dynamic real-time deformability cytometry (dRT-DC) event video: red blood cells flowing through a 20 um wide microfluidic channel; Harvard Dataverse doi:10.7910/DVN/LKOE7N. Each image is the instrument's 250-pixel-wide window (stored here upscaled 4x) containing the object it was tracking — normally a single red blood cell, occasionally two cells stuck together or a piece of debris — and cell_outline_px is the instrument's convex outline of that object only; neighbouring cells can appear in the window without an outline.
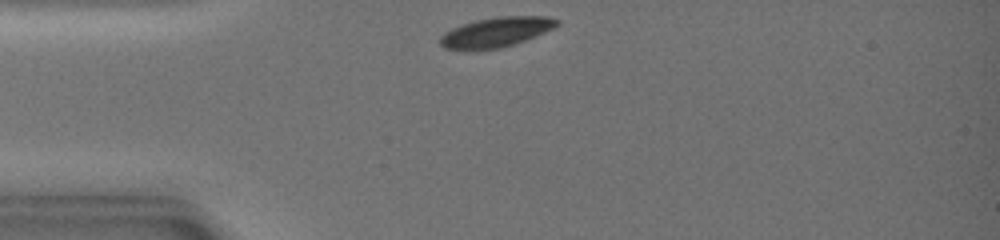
{"species": "common noctule bat (a hibernating species)", "species_latin": "Nyctalus noctula", "temperature_condition": "warm", "stored_images_in_passage": 28, "camera_frame_rate_fps": 3000, "um_per_image_px": 0.085, "animal": {"sex": "female", "body_mass_g": 19.0, "forearm_length_mm": 51.5}, "frame": {"image": 1, "passage_image": 1, "time_ms": 0.0, "image_size_px": [1000, 240], "cell_outline_px": [[560, 24], [536, 36], [500, 48], [444, 48], [440, 44], [440, 36], [444, 32], [452, 28], [476, 20], [500, 16], [548, 16], [560, 20]], "centroid_in_image_um": [42.21, 2.7], "position_along_channel_um": 42.8, "area_um2": 19.77}}
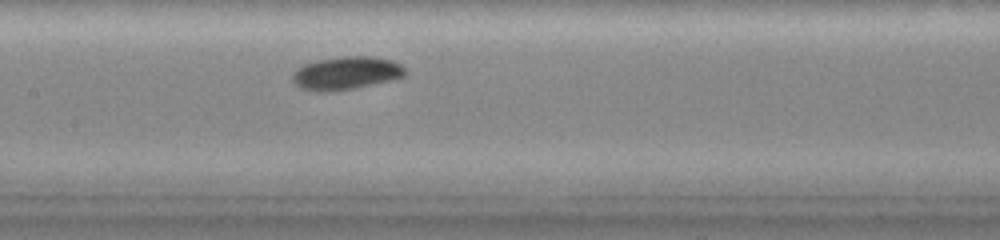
{"frame": {"image": 2, "passage_image": 12, "time_ms": 3.667, "image_size_px": [1000, 240], "cell_outline_px": [[408, 72], [404, 76], [356, 88], [336, 92], [316, 92], [300, 88], [292, 80], [292, 72], [296, 68], [304, 64], [316, 60], [344, 56], [372, 56], [392, 60], [400, 64]], "centroid_in_image_um": [29.38, 6.22], "position_along_channel_um": 178.0, "area_um2": 21.96}}
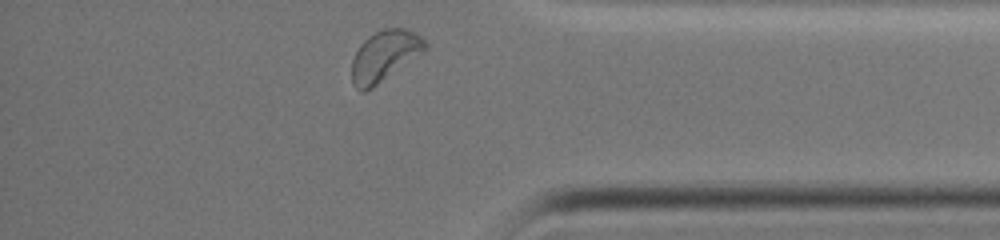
{"frame": {"image": 3, "passage_image": 28, "time_ms": 9.0, "image_size_px": [1000, 240], "cell_outline_px": [[428, 48], [424, 52], [372, 88], [364, 92], [360, 92], [352, 84], [352, 60], [360, 44], [368, 36], [384, 28], [404, 28], [416, 32], [428, 44]], "centroid_in_image_um": [32.69, 4.75], "position_along_channel_um": 402.5, "area_um2": 21.73}, "authors_computed_cell_mechanics": {"area_um2": 21.1548, "velocity_mm_per_s": 4.3085, "shape_relaxation_time_tau1_ms": 1.7757, "shape_relaxation_time_tau2_ms": null, "deformation_change_tau1": 0.093, "deformation_change_tau2": null}}